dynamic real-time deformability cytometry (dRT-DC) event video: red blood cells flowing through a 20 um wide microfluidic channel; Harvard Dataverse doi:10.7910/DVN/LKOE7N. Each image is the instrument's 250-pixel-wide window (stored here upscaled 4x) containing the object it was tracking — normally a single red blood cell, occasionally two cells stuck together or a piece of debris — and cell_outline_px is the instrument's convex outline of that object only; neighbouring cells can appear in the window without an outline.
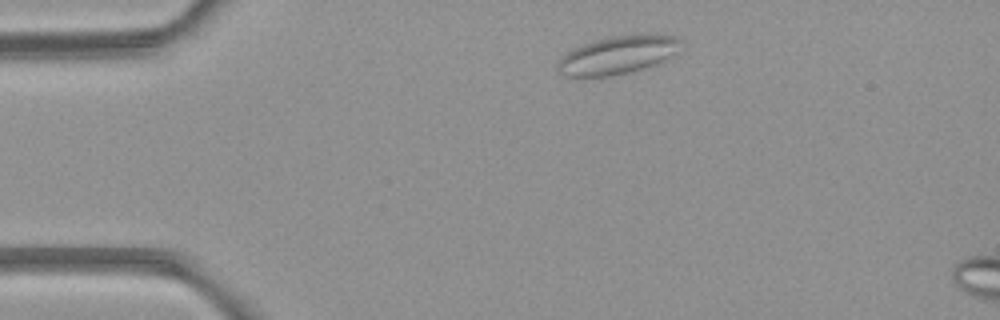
{"species": "common noctule bat (a hibernating species)", "species_latin": "Nyctalus noctula", "temperature_condition": "room temperature", "stored_images_in_passage": 3, "camera_frame_rate_fps": 3000, "um_per_image_px": 0.085, "animal": {"sex": "female", "body_mass_g": 21.9}, "frame": {"image": 1, "passage_image": 1, "time_ms": 0.0, "image_size_px": [1000, 320], "cell_outline_px": [[684, 40], [676, 52], [664, 60], [656, 64], [632, 72], [612, 76], [580, 80], [576, 80], [556, 72], [556, 64], [560, 56], [572, 48], [592, 40], [612, 36], [636, 32], [640, 32], [676, 36]], "centroid_in_image_um": [52.43, 4.69], "position_along_channel_um": 32.6, "area_um2": 28.96}}